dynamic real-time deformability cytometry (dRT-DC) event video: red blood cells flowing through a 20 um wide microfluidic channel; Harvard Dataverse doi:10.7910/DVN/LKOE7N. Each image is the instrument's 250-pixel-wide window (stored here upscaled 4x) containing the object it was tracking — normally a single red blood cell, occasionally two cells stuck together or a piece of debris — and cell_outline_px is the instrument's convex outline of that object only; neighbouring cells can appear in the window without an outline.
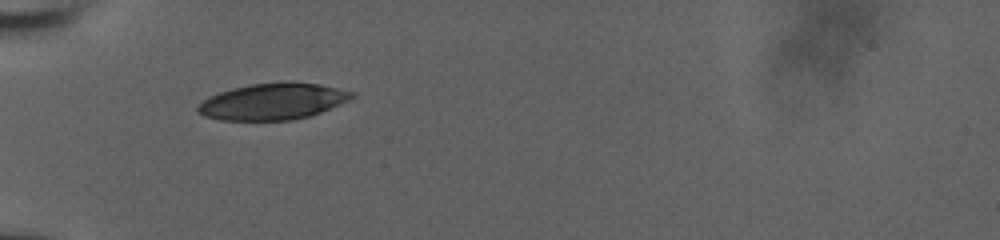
{"species": "human", "species_latin": "Homo sapiens", "temperature_condition": "room temperature", "stored_images_in_passage": 38, "camera_frame_rate_fps": 3000, "um_per_image_px": 0.085, "donor": {"sex": "male"}, "frame": {"image": 1, "passage_image": 1, "time_ms": 0.0, "image_size_px": [1000, 240], "cell_outline_px": [[356, 96], [348, 100], [320, 112], [308, 116], [292, 120], [220, 120], [204, 116], [196, 112], [196, 108], [204, 100], [220, 92], [232, 88], [252, 84], [320, 84], [356, 92]], "centroid_in_image_um": [23.18, 8.66], "position_along_channel_um": 61.8, "area_um2": 31.79}}
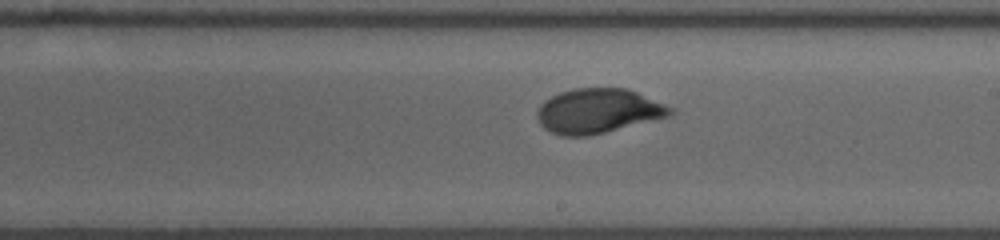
{"frame": {"image": 2, "passage_image": 16, "time_ms": 5.0, "image_size_px": [1000, 240], "cell_outline_px": [[676, 112], [668, 116], [588, 136], [560, 136], [544, 128], [540, 124], [536, 116], [536, 112], [540, 104], [544, 100], [560, 92], [572, 88], [628, 88], [672, 108]], "centroid_in_image_um": [50.78, 9.42], "position_along_channel_um": 238.2, "area_um2": 34.39}}
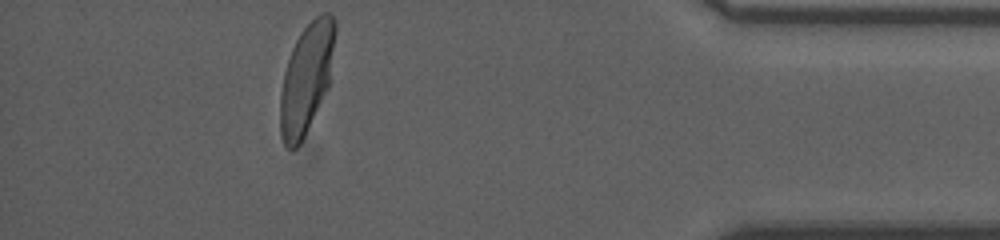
{"frame": {"image": 3, "passage_image": 33, "time_ms": 10.667, "image_size_px": [1000, 240], "cell_outline_px": [[336, 32], [328, 88], [300, 144], [292, 152], [284, 144], [280, 132], [280, 92], [284, 72], [292, 48], [300, 32], [320, 12], [328, 12], [336, 20]], "centroid_in_image_um": [26.04, 6.64], "position_along_channel_um": 409.2, "area_um2": 35.08}, "authors_computed_cell_mechanics": {"area_um2": 34.7378, "velocity_mm_per_s": 3.7201, "shape_relaxation_time_tau1_ms": 3.1716, "shape_relaxation_time_tau2_ms": null, "deformation_change_tau1": 0.1582, "deformation_change_tau2": null}}